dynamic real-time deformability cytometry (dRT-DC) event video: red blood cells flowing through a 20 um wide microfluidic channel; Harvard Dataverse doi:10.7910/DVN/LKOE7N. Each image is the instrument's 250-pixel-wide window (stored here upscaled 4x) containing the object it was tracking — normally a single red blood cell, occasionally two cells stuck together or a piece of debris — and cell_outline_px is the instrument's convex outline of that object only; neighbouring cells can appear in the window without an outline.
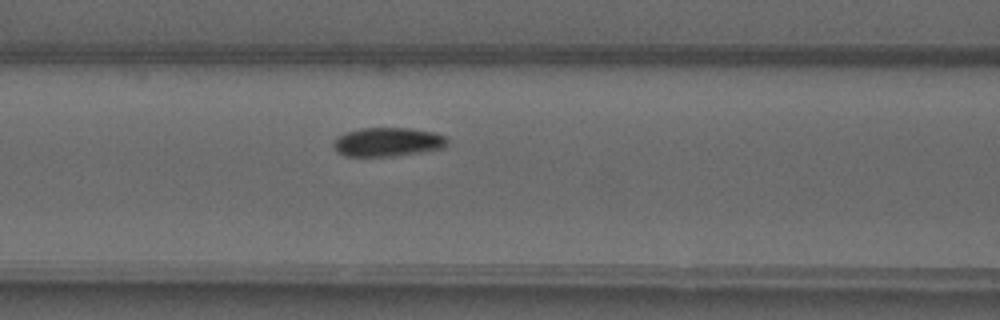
{"species": "common noctule bat (a hibernating species)", "species_latin": "Nyctalus noctula", "temperature_condition": "warm", "stored_images_in_passage": 6, "camera_frame_rate_fps": 3000, "um_per_image_px": 0.085, "animal": {"sex": "male", "forearm_length_mm": 52.5}, "frame": {"image": 1, "passage_image": 6, "time_ms": 6.0, "image_size_px": [1000, 320], "cell_outline_px": [[448, 144], [444, 148], [420, 152], [392, 156], [344, 156], [336, 152], [332, 144], [340, 136], [348, 132], [360, 128], [412, 128], [432, 132], [448, 136]], "centroid_in_image_um": [32.99, 12.07], "position_along_channel_um": 133.6, "area_um2": 19.19}}